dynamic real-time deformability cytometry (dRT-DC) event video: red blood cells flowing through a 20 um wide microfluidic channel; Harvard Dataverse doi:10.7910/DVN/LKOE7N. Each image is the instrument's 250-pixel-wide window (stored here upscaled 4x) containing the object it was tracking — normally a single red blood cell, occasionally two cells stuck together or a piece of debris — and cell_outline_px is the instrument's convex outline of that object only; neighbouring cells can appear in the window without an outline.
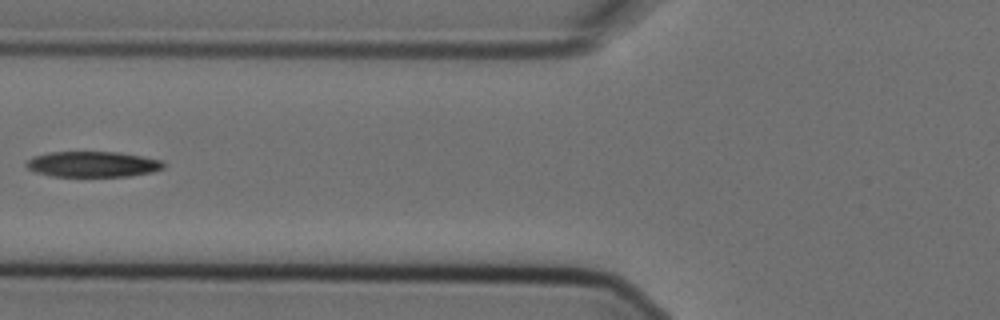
{"species": "Egyptian fruit bat (a non-hibernating species)", "species_latin": "Rousettus aegyptiacus", "temperature_condition": "cold", "stored_images_in_passage": 5, "camera_frame_rate_fps": 3000, "um_per_image_px": 0.085, "animal": {"sex": "female"}, "frame": {"image": 1, "passage_image": 4, "time_ms": 1.0, "image_size_px": [1000, 320], "cell_outline_px": [[164, 168], [152, 172], [128, 176], [52, 176], [36, 172], [28, 168], [24, 164], [32, 156], [48, 152], [116, 152], [140, 156], [160, 160], [164, 164]], "centroid_in_image_um": [7.84, 13.95], "position_along_channel_um": 118.0, "area_um2": 20.35}}
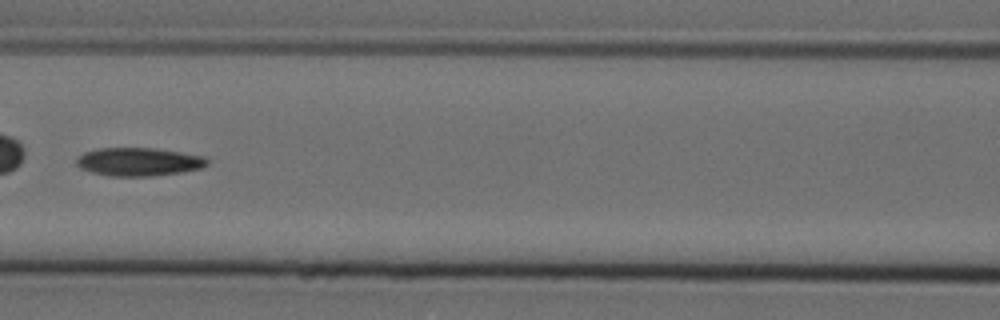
{"frame": {"image": 2, "passage_image": 5, "time_ms": 1.333, "image_size_px": [1000, 320], "cell_outline_px": [[208, 164], [204, 168], [180, 172], [152, 176], [112, 176], [92, 172], [80, 168], [76, 164], [76, 160], [84, 152], [100, 148], [156, 148], [204, 156], [208, 160]], "centroid_in_image_um": [11.82, 13.75], "position_along_channel_um": 154.8, "area_um2": 21.5}}